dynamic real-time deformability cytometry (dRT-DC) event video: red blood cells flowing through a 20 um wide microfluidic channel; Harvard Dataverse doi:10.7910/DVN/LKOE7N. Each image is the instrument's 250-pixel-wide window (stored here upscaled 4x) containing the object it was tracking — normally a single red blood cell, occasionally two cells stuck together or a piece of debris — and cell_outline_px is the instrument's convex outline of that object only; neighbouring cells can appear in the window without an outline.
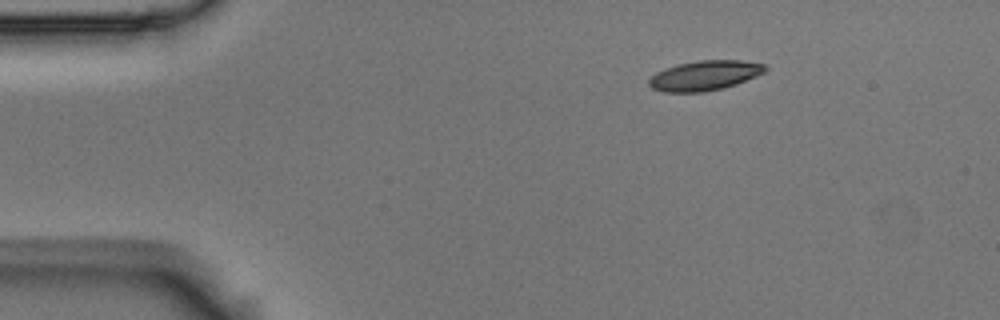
{"species": "Egyptian fruit bat (a non-hibernating species)", "species_latin": "Rousettus aegyptiacus", "temperature_condition": "room temperature", "stored_images_in_passage": 49, "camera_frame_rate_fps": 3000, "um_per_image_px": 0.085, "animal": {"sex": "male"}, "frame": {"image": 1, "passage_image": 1, "time_ms": 0.0, "image_size_px": [1000, 320], "cell_outline_px": [[768, 68], [764, 72], [756, 76], [736, 84], [724, 88], [704, 92], [664, 92], [652, 88], [648, 84], [648, 80], [656, 72], [680, 64], [700, 60], [740, 60], [764, 64]], "centroid_in_image_um": [59.91, 6.43], "position_along_channel_um": 25.1, "area_um2": 20.06}}
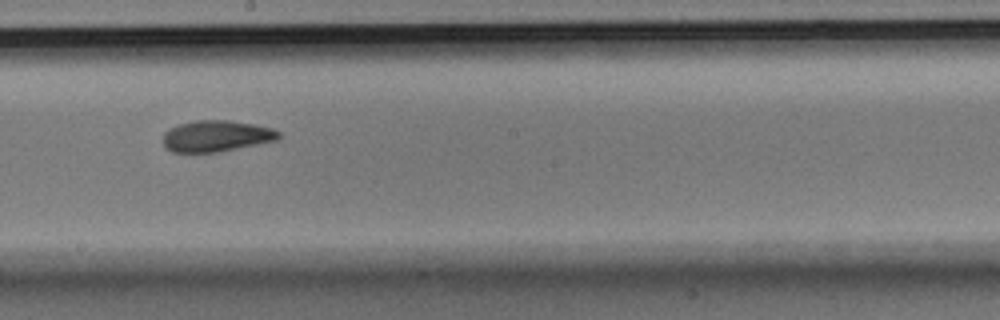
{"frame": {"image": 2, "passage_image": 24, "time_ms": 7.667, "image_size_px": [1000, 320], "cell_outline_px": [[280, 136], [276, 140], [220, 152], [172, 152], [164, 148], [164, 132], [168, 128], [180, 124], [196, 120], [228, 120], [252, 124], [272, 128], [280, 132]], "centroid_in_image_um": [18.36, 11.57], "position_along_channel_um": 229.8, "area_um2": 21.04}}
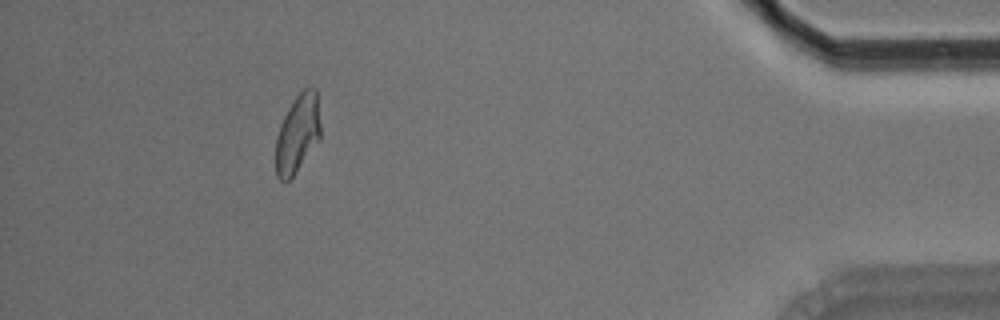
{"frame": {"image": 3, "passage_image": 44, "time_ms": 14.333, "image_size_px": [1000, 320], "cell_outline_px": [[320, 140], [292, 176], [288, 180], [280, 180], [276, 176], [276, 136], [280, 124], [288, 108], [296, 96], [308, 84], [316, 88], [320, 124]], "centroid_in_image_um": [25.3, 11.32], "position_along_channel_um": 409.9, "area_um2": 20.46}, "authors_computed_cell_mechanics": {"area_um2": 20.8658, "velocity_mm_per_s": 3.5408, "shape_relaxation_time_tau1_ms": 10.3862, "shape_relaxation_time_tau2_ms": 4.2117, "deformation_change_tau1": 0.2217, "deformation_change_tau2": 0.1061}}